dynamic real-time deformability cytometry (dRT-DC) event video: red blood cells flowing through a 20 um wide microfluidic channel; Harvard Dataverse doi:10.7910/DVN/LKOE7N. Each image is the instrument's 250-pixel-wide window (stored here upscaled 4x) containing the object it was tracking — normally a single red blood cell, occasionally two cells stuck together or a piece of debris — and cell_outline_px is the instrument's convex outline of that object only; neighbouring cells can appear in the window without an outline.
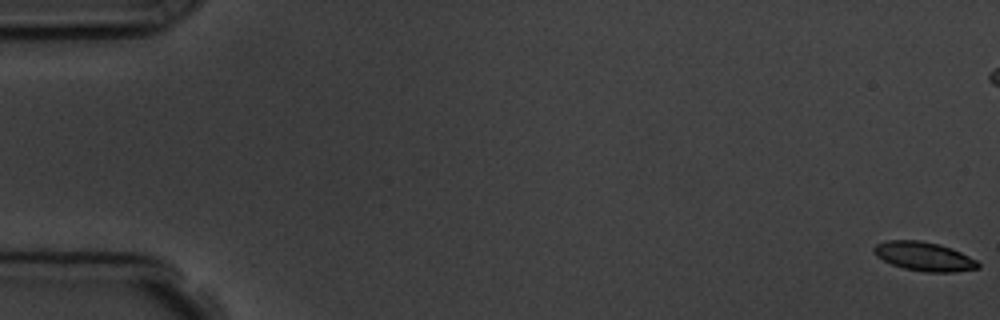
{"species": "common noctule bat (a hibernating species)", "species_latin": "Nyctalus noctula", "temperature_condition": "room temperature", "stored_images_in_passage": 10, "camera_frame_rate_fps": 3000, "um_per_image_px": 0.085, "animal": {"sex": "male", "body_mass_g": 19.5, "forearm_length_mm": 54.6}, "frame": {"image": 1, "passage_image": 1, "time_ms": 0.0, "image_size_px": [1000, 320], "cell_outline_px": [[980, 268], [952, 272], [924, 272], [904, 268], [892, 264], [876, 256], [872, 252], [872, 248], [876, 244], [888, 240], [920, 240], [940, 244], [952, 248], [976, 260], [980, 264]], "centroid_in_image_um": [78.53, 21.79], "position_along_channel_um": 6.5, "area_um2": 17.63}}